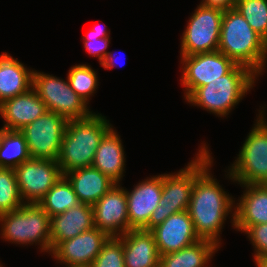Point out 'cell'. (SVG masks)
I'll use <instances>...</instances> for the list:
<instances>
[{"label": "cell", "mask_w": 267, "mask_h": 267, "mask_svg": "<svg viewBox=\"0 0 267 267\" xmlns=\"http://www.w3.org/2000/svg\"><path fill=\"white\" fill-rule=\"evenodd\" d=\"M224 11L197 5L182 33L180 56L218 50Z\"/></svg>", "instance_id": "8"}, {"label": "cell", "mask_w": 267, "mask_h": 267, "mask_svg": "<svg viewBox=\"0 0 267 267\" xmlns=\"http://www.w3.org/2000/svg\"><path fill=\"white\" fill-rule=\"evenodd\" d=\"M106 26L93 27L82 37L84 48L92 57H97L101 64L109 51L106 49L110 43V32L105 28Z\"/></svg>", "instance_id": "31"}, {"label": "cell", "mask_w": 267, "mask_h": 267, "mask_svg": "<svg viewBox=\"0 0 267 267\" xmlns=\"http://www.w3.org/2000/svg\"><path fill=\"white\" fill-rule=\"evenodd\" d=\"M106 118L93 112L86 118L67 122L57 159L63 176L75 169L92 166L98 145L113 127Z\"/></svg>", "instance_id": "3"}, {"label": "cell", "mask_w": 267, "mask_h": 267, "mask_svg": "<svg viewBox=\"0 0 267 267\" xmlns=\"http://www.w3.org/2000/svg\"><path fill=\"white\" fill-rule=\"evenodd\" d=\"M256 266L257 267H267V258L261 260Z\"/></svg>", "instance_id": "35"}, {"label": "cell", "mask_w": 267, "mask_h": 267, "mask_svg": "<svg viewBox=\"0 0 267 267\" xmlns=\"http://www.w3.org/2000/svg\"><path fill=\"white\" fill-rule=\"evenodd\" d=\"M181 85L186 100L198 87L226 75L236 63L220 51L181 56Z\"/></svg>", "instance_id": "11"}, {"label": "cell", "mask_w": 267, "mask_h": 267, "mask_svg": "<svg viewBox=\"0 0 267 267\" xmlns=\"http://www.w3.org/2000/svg\"><path fill=\"white\" fill-rule=\"evenodd\" d=\"M219 248L210 240L200 239L179 251L160 255L159 267H208Z\"/></svg>", "instance_id": "24"}, {"label": "cell", "mask_w": 267, "mask_h": 267, "mask_svg": "<svg viewBox=\"0 0 267 267\" xmlns=\"http://www.w3.org/2000/svg\"><path fill=\"white\" fill-rule=\"evenodd\" d=\"M50 217L80 204L72 184L62 176L38 203Z\"/></svg>", "instance_id": "26"}, {"label": "cell", "mask_w": 267, "mask_h": 267, "mask_svg": "<svg viewBox=\"0 0 267 267\" xmlns=\"http://www.w3.org/2000/svg\"><path fill=\"white\" fill-rule=\"evenodd\" d=\"M23 204L15 170L0 168V215L14 211Z\"/></svg>", "instance_id": "29"}, {"label": "cell", "mask_w": 267, "mask_h": 267, "mask_svg": "<svg viewBox=\"0 0 267 267\" xmlns=\"http://www.w3.org/2000/svg\"><path fill=\"white\" fill-rule=\"evenodd\" d=\"M257 78L250 68L236 64L226 75L198 87L186 101L224 118L251 91Z\"/></svg>", "instance_id": "4"}, {"label": "cell", "mask_w": 267, "mask_h": 267, "mask_svg": "<svg viewBox=\"0 0 267 267\" xmlns=\"http://www.w3.org/2000/svg\"><path fill=\"white\" fill-rule=\"evenodd\" d=\"M14 170L24 203L38 204L63 176L57 161L50 159L30 158Z\"/></svg>", "instance_id": "12"}, {"label": "cell", "mask_w": 267, "mask_h": 267, "mask_svg": "<svg viewBox=\"0 0 267 267\" xmlns=\"http://www.w3.org/2000/svg\"><path fill=\"white\" fill-rule=\"evenodd\" d=\"M115 59L116 57L115 55H113V52H108V54L106 55V57L104 58V60L100 65L106 70L113 69L116 66Z\"/></svg>", "instance_id": "34"}, {"label": "cell", "mask_w": 267, "mask_h": 267, "mask_svg": "<svg viewBox=\"0 0 267 267\" xmlns=\"http://www.w3.org/2000/svg\"><path fill=\"white\" fill-rule=\"evenodd\" d=\"M237 0H202L200 5L212 8H218L223 11L233 9Z\"/></svg>", "instance_id": "33"}, {"label": "cell", "mask_w": 267, "mask_h": 267, "mask_svg": "<svg viewBox=\"0 0 267 267\" xmlns=\"http://www.w3.org/2000/svg\"><path fill=\"white\" fill-rule=\"evenodd\" d=\"M51 217L39 204L24 203L14 211L0 215L1 238L18 245L40 246L51 254Z\"/></svg>", "instance_id": "5"}, {"label": "cell", "mask_w": 267, "mask_h": 267, "mask_svg": "<svg viewBox=\"0 0 267 267\" xmlns=\"http://www.w3.org/2000/svg\"><path fill=\"white\" fill-rule=\"evenodd\" d=\"M240 186L244 191L235 200L234 229L243 232L249 226L267 223V185Z\"/></svg>", "instance_id": "18"}, {"label": "cell", "mask_w": 267, "mask_h": 267, "mask_svg": "<svg viewBox=\"0 0 267 267\" xmlns=\"http://www.w3.org/2000/svg\"><path fill=\"white\" fill-rule=\"evenodd\" d=\"M64 176L72 184L79 202L91 206L115 185L114 181L93 166L75 169Z\"/></svg>", "instance_id": "22"}, {"label": "cell", "mask_w": 267, "mask_h": 267, "mask_svg": "<svg viewBox=\"0 0 267 267\" xmlns=\"http://www.w3.org/2000/svg\"><path fill=\"white\" fill-rule=\"evenodd\" d=\"M32 88L45 103L47 111L55 112L67 121L86 118L93 113L71 89L68 80L34 70Z\"/></svg>", "instance_id": "7"}, {"label": "cell", "mask_w": 267, "mask_h": 267, "mask_svg": "<svg viewBox=\"0 0 267 267\" xmlns=\"http://www.w3.org/2000/svg\"><path fill=\"white\" fill-rule=\"evenodd\" d=\"M115 185L93 206L94 226L111 236H121L129 231L125 188Z\"/></svg>", "instance_id": "15"}, {"label": "cell", "mask_w": 267, "mask_h": 267, "mask_svg": "<svg viewBox=\"0 0 267 267\" xmlns=\"http://www.w3.org/2000/svg\"><path fill=\"white\" fill-rule=\"evenodd\" d=\"M150 232L153 234L159 255L179 251L200 240L194 231L188 211L170 215Z\"/></svg>", "instance_id": "16"}, {"label": "cell", "mask_w": 267, "mask_h": 267, "mask_svg": "<svg viewBox=\"0 0 267 267\" xmlns=\"http://www.w3.org/2000/svg\"><path fill=\"white\" fill-rule=\"evenodd\" d=\"M261 109L238 157L225 171L231 182L240 185H267V121L264 117L265 107Z\"/></svg>", "instance_id": "6"}, {"label": "cell", "mask_w": 267, "mask_h": 267, "mask_svg": "<svg viewBox=\"0 0 267 267\" xmlns=\"http://www.w3.org/2000/svg\"><path fill=\"white\" fill-rule=\"evenodd\" d=\"M34 69L7 52L0 55V104L5 100L28 92L33 85Z\"/></svg>", "instance_id": "23"}, {"label": "cell", "mask_w": 267, "mask_h": 267, "mask_svg": "<svg viewBox=\"0 0 267 267\" xmlns=\"http://www.w3.org/2000/svg\"><path fill=\"white\" fill-rule=\"evenodd\" d=\"M110 236L98 228L60 242L52 251L56 263L66 266H90Z\"/></svg>", "instance_id": "13"}, {"label": "cell", "mask_w": 267, "mask_h": 267, "mask_svg": "<svg viewBox=\"0 0 267 267\" xmlns=\"http://www.w3.org/2000/svg\"><path fill=\"white\" fill-rule=\"evenodd\" d=\"M67 120L52 111H46L19 130L25 138L31 158L57 161Z\"/></svg>", "instance_id": "10"}, {"label": "cell", "mask_w": 267, "mask_h": 267, "mask_svg": "<svg viewBox=\"0 0 267 267\" xmlns=\"http://www.w3.org/2000/svg\"><path fill=\"white\" fill-rule=\"evenodd\" d=\"M65 267H88V266H78V265H76V266H66L65 265Z\"/></svg>", "instance_id": "36"}, {"label": "cell", "mask_w": 267, "mask_h": 267, "mask_svg": "<svg viewBox=\"0 0 267 267\" xmlns=\"http://www.w3.org/2000/svg\"><path fill=\"white\" fill-rule=\"evenodd\" d=\"M117 130L112 127L103 137L95 152L92 166L115 183H122L126 154ZM125 154V155H124Z\"/></svg>", "instance_id": "21"}, {"label": "cell", "mask_w": 267, "mask_h": 267, "mask_svg": "<svg viewBox=\"0 0 267 267\" xmlns=\"http://www.w3.org/2000/svg\"><path fill=\"white\" fill-rule=\"evenodd\" d=\"M89 267H125L123 242L119 236H111Z\"/></svg>", "instance_id": "30"}, {"label": "cell", "mask_w": 267, "mask_h": 267, "mask_svg": "<svg viewBox=\"0 0 267 267\" xmlns=\"http://www.w3.org/2000/svg\"><path fill=\"white\" fill-rule=\"evenodd\" d=\"M245 233L254 248V262L257 265L261 260L267 258V223L249 226Z\"/></svg>", "instance_id": "32"}, {"label": "cell", "mask_w": 267, "mask_h": 267, "mask_svg": "<svg viewBox=\"0 0 267 267\" xmlns=\"http://www.w3.org/2000/svg\"><path fill=\"white\" fill-rule=\"evenodd\" d=\"M201 144L194 158V184L187 211L199 239L210 240L220 247L221 229L229 214L232 215L231 224L234 228L235 200L210 173L212 153L206 143Z\"/></svg>", "instance_id": "1"}, {"label": "cell", "mask_w": 267, "mask_h": 267, "mask_svg": "<svg viewBox=\"0 0 267 267\" xmlns=\"http://www.w3.org/2000/svg\"><path fill=\"white\" fill-rule=\"evenodd\" d=\"M94 217L91 205L84 203L51 217V251L62 241L93 229Z\"/></svg>", "instance_id": "19"}, {"label": "cell", "mask_w": 267, "mask_h": 267, "mask_svg": "<svg viewBox=\"0 0 267 267\" xmlns=\"http://www.w3.org/2000/svg\"><path fill=\"white\" fill-rule=\"evenodd\" d=\"M30 158L23 134L19 130L0 128V168L15 169Z\"/></svg>", "instance_id": "25"}, {"label": "cell", "mask_w": 267, "mask_h": 267, "mask_svg": "<svg viewBox=\"0 0 267 267\" xmlns=\"http://www.w3.org/2000/svg\"><path fill=\"white\" fill-rule=\"evenodd\" d=\"M47 111L45 103L31 88L28 92L5 100L0 104L2 129L21 130Z\"/></svg>", "instance_id": "17"}, {"label": "cell", "mask_w": 267, "mask_h": 267, "mask_svg": "<svg viewBox=\"0 0 267 267\" xmlns=\"http://www.w3.org/2000/svg\"><path fill=\"white\" fill-rule=\"evenodd\" d=\"M71 89L89 105L90 97L96 92L99 81L97 72L87 64H75L67 74Z\"/></svg>", "instance_id": "27"}, {"label": "cell", "mask_w": 267, "mask_h": 267, "mask_svg": "<svg viewBox=\"0 0 267 267\" xmlns=\"http://www.w3.org/2000/svg\"><path fill=\"white\" fill-rule=\"evenodd\" d=\"M234 8L267 42V0H237Z\"/></svg>", "instance_id": "28"}, {"label": "cell", "mask_w": 267, "mask_h": 267, "mask_svg": "<svg viewBox=\"0 0 267 267\" xmlns=\"http://www.w3.org/2000/svg\"><path fill=\"white\" fill-rule=\"evenodd\" d=\"M119 237L123 242L125 267H159L160 255L150 231L129 230Z\"/></svg>", "instance_id": "20"}, {"label": "cell", "mask_w": 267, "mask_h": 267, "mask_svg": "<svg viewBox=\"0 0 267 267\" xmlns=\"http://www.w3.org/2000/svg\"><path fill=\"white\" fill-rule=\"evenodd\" d=\"M218 51L258 76L267 67V42L235 8L224 11Z\"/></svg>", "instance_id": "2"}, {"label": "cell", "mask_w": 267, "mask_h": 267, "mask_svg": "<svg viewBox=\"0 0 267 267\" xmlns=\"http://www.w3.org/2000/svg\"><path fill=\"white\" fill-rule=\"evenodd\" d=\"M194 184V159L177 173L162 174V196L151 214L148 231L160 225L170 215L187 211Z\"/></svg>", "instance_id": "9"}, {"label": "cell", "mask_w": 267, "mask_h": 267, "mask_svg": "<svg viewBox=\"0 0 267 267\" xmlns=\"http://www.w3.org/2000/svg\"><path fill=\"white\" fill-rule=\"evenodd\" d=\"M125 192L129 230L148 231L149 219L162 196V174L147 177L137 183L133 190L125 188Z\"/></svg>", "instance_id": "14"}]
</instances>
